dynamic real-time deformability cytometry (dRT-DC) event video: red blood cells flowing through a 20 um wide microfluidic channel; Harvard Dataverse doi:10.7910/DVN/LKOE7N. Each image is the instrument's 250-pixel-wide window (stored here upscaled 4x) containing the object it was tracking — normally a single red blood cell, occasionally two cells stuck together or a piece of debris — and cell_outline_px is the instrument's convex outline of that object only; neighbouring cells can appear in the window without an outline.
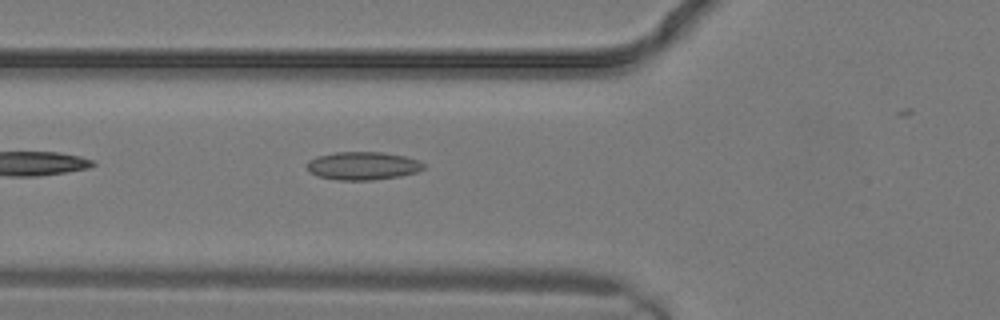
{"species": "common noctule bat (a hibernating species)", "species_latin": "Nyctalus noctula", "temperature_condition": "warm", "stored_images_in_passage": 3, "camera_frame_rate_fps": 3000, "um_per_image_px": 0.085, "animal": {"sex": "male", "body_mass_g": 19.2, "forearm_length_mm": 51.8}, "frame": {"image": 1, "passage_image": 2, "time_ms": 0.333, "image_size_px": [1000, 320], "cell_outline_px": [[424, 168], [416, 172], [400, 176], [372, 180], [340, 180], [316, 176], [308, 172], [304, 164], [308, 160], [316, 156], [336, 152], [380, 152], [404, 156], [420, 160], [424, 164]], "centroid_in_image_um": [30.78, 14.09], "position_along_channel_um": 95.0, "area_um2": 19.31}}